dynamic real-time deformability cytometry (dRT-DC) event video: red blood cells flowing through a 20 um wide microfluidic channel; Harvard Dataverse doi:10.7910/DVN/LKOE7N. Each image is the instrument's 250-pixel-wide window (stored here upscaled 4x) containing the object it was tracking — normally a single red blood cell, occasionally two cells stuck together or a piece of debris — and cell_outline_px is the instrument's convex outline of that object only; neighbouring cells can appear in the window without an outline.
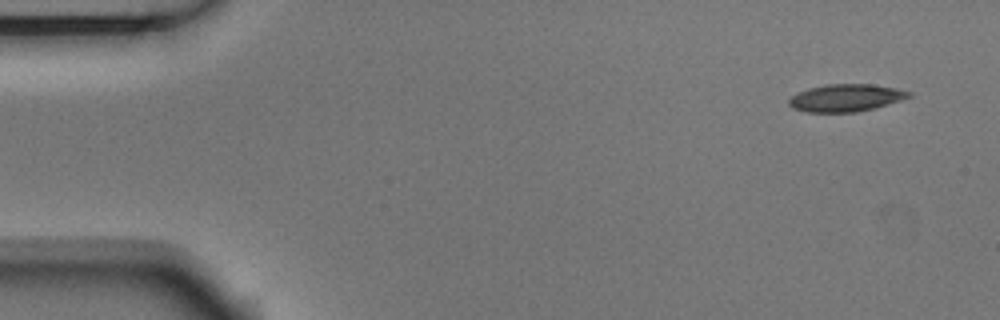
{"species": "Egyptian fruit bat (a non-hibernating species)", "species_latin": "Rousettus aegyptiacus", "temperature_condition": "room temperature", "stored_images_in_passage": 5, "camera_frame_rate_fps": 3000, "um_per_image_px": 0.085, "animal": {"sex": "male"}, "frame": {"image": 1, "passage_image": 1, "time_ms": 0.0, "image_size_px": [1000, 320], "cell_outline_px": [[912, 96], [900, 100], [872, 108], [856, 112], [808, 112], [792, 108], [788, 104], [788, 100], [796, 92], [808, 88], [824, 84], [872, 84], [896, 88], [912, 92]], "centroid_in_image_um": [71.86, 8.3], "position_along_channel_um": 13.1, "area_um2": 19.13}}
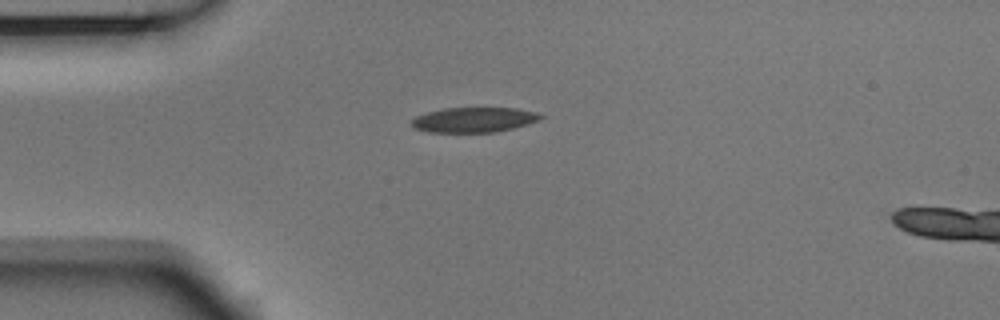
{"frame": {"image": 2, "passage_image": 4, "time_ms": 1.0, "image_size_px": [1000, 320], "cell_outline_px": [[544, 116], [540, 120], [528, 124], [496, 132], [428, 132], [416, 128], [408, 124], [416, 116], [428, 112], [444, 108], [516, 108], [536, 112]], "centroid_in_image_um": [40.29, 10.18], "position_along_channel_um": 44.7, "area_um2": 18.79}}
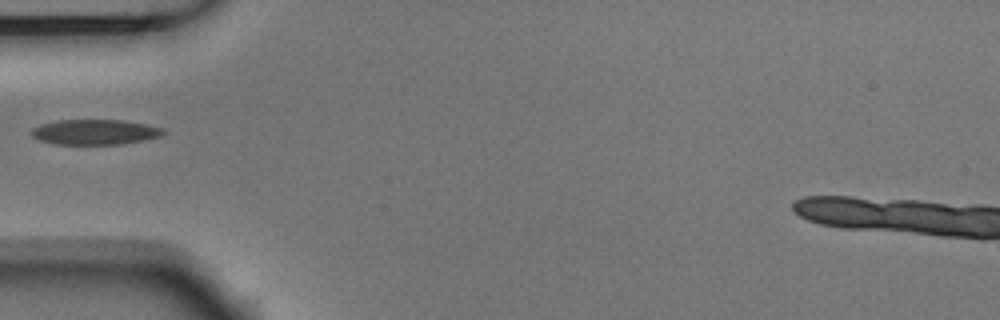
{"frame": {"image": 3, "passage_image": 5, "time_ms": 1.333, "image_size_px": [1000, 320], "cell_outline_px": [[168, 132], [160, 136], [144, 140], [120, 144], [56, 144], [40, 140], [32, 136], [32, 128], [40, 124], [56, 120], [124, 120], [148, 124], [164, 128]], "centroid_in_image_um": [8.11, 11.21], "position_along_channel_um": 76.9, "area_um2": 19.48}}